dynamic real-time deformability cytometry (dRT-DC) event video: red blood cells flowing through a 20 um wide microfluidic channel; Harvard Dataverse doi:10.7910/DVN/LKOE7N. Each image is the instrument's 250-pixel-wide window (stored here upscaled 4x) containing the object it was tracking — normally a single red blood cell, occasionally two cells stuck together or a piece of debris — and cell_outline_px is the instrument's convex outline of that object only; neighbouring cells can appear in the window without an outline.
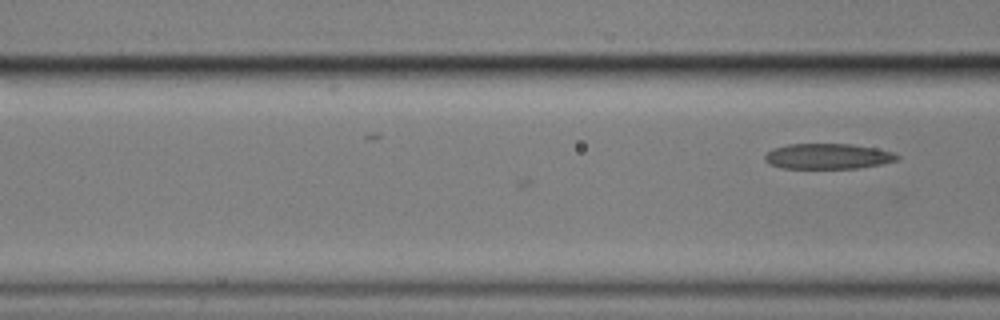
{"species": "common noctule bat (a hibernating species)", "species_latin": "Nyctalus noctula", "temperature_condition": "cold", "stored_images_in_passage": 10, "camera_frame_rate_fps": 3000, "um_per_image_px": 0.085, "animal": {"sex": "male", "body_mass_g": 17.9}, "frame": {"image": 1, "passage_image": 10, "time_ms": 3.0, "image_size_px": [1000, 320], "cell_outline_px": [[900, 160], [880, 164], [856, 168], [780, 168], [768, 164], [764, 160], [764, 156], [772, 148], [788, 144], [852, 144], [876, 148], [892, 152], [900, 156]], "centroid_in_image_um": [70.34, 13.28], "position_along_channel_um": 96.3, "area_um2": 19.71}}